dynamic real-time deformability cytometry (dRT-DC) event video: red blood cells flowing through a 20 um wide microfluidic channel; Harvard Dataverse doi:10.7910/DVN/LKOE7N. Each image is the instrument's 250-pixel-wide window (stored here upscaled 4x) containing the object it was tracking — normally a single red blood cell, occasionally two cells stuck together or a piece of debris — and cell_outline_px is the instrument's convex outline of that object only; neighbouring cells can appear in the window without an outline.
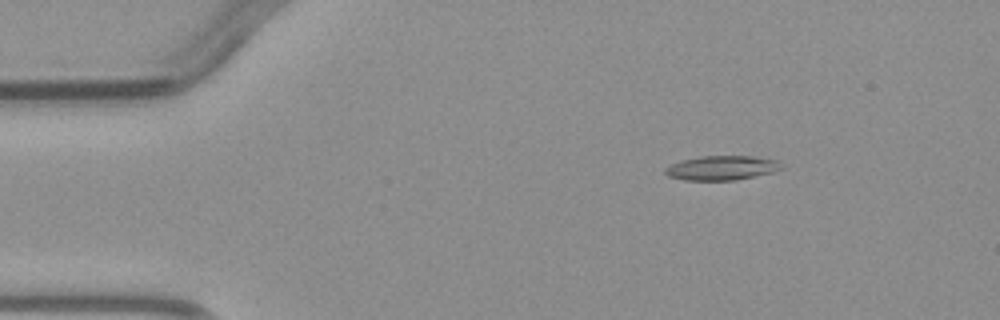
{"species": "common noctule bat (a hibernating species)", "species_latin": "Nyctalus noctula", "temperature_condition": "warm", "stored_images_in_passage": 5, "camera_frame_rate_fps": 3000, "um_per_image_px": 0.085, "animal": {"sex": "male", "body_mass_g": 23.1, "forearm_length_mm": 52.7}, "frame": {"image": 1, "passage_image": 2, "time_ms": 1.333, "image_size_px": [1000, 320], "cell_outline_px": [[784, 168], [772, 172], [736, 180], [684, 180], [668, 176], [664, 172], [664, 168], [680, 160], [700, 156], [756, 156], [776, 160]], "centroid_in_image_um": [61.32, 14.26], "position_along_channel_um": 23.7, "area_um2": 16.53}}
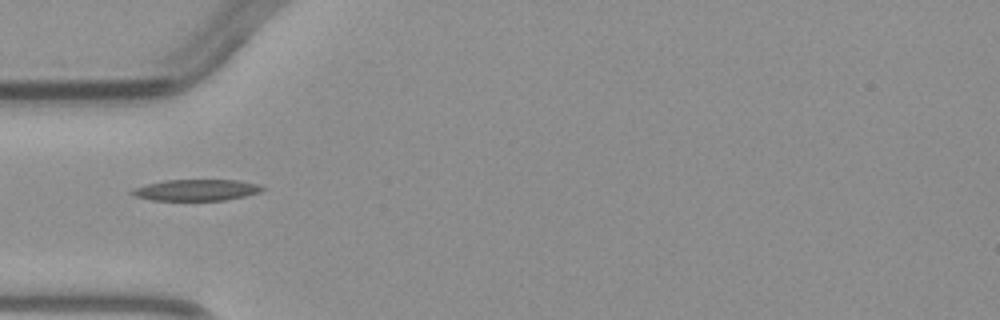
{"frame": {"image": 2, "passage_image": 4, "time_ms": 4.0, "image_size_px": [1000, 320], "cell_outline_px": [[264, 188], [260, 192], [244, 196], [224, 200], [152, 200], [132, 196], [128, 192], [132, 188], [164, 180], [236, 180], [260, 184]], "centroid_in_image_um": [16.63, 16.15], "position_along_channel_um": 68.4, "area_um2": 16.18}}